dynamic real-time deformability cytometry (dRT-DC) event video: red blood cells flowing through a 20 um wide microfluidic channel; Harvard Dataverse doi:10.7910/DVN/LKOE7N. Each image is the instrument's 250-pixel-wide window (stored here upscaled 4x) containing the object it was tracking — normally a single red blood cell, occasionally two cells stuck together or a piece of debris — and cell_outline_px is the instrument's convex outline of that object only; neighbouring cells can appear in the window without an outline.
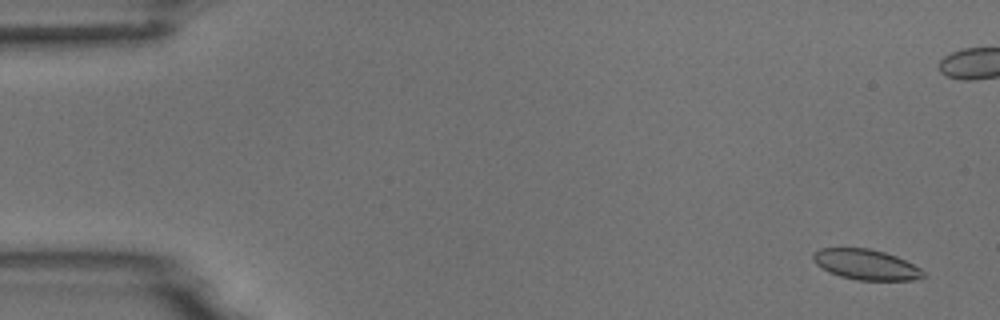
{"species": "common noctule bat (a hibernating species)", "species_latin": "Nyctalus noctula", "temperature_condition": "room temperature", "stored_images_in_passage": 56, "camera_frame_rate_fps": 3000, "um_per_image_px": 0.085, "animal": {"sex": "male", "body_mass_g": 18.8}, "frame": {"image": 1, "passage_image": 3, "time_ms": 0.667, "image_size_px": [1000, 320], "cell_outline_px": [[924, 276], [916, 280], [856, 280], [840, 276], [828, 272], [816, 264], [812, 256], [812, 252], [820, 248], [868, 248], [884, 252], [896, 256], [920, 268], [924, 272]], "centroid_in_image_um": [73.58, 22.49], "position_along_channel_um": 11.4, "area_um2": 19.48}}
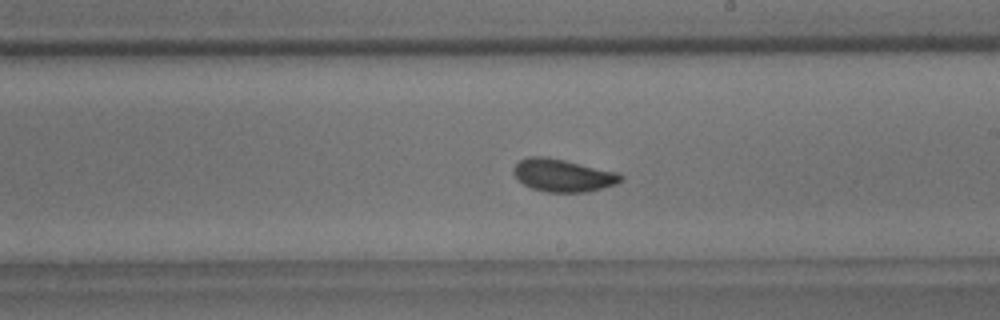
{"frame": {"image": 2, "passage_image": 32, "time_ms": 10.333, "image_size_px": [1000, 320], "cell_outline_px": [[624, 180], [616, 184], [584, 192], [548, 192], [532, 188], [524, 184], [512, 172], [512, 168], [520, 160], [528, 156], [548, 156], [620, 172], [624, 176]], "centroid_in_image_um": [47.88, 14.88], "position_along_channel_um": 241.1, "area_um2": 20.58}}
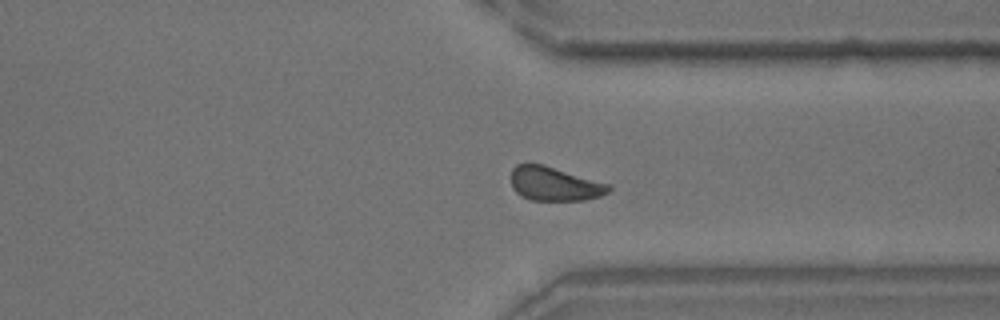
{"frame": {"image": 3, "passage_image": 42, "time_ms": 13.667, "image_size_px": [1000, 320], "cell_outline_px": [[612, 188], [608, 192], [600, 196], [584, 200], [528, 200], [520, 196], [512, 188], [512, 168], [516, 164], [544, 164], [612, 184]], "centroid_in_image_um": [47.16, 15.62], "position_along_channel_um": 364.2, "area_um2": 19.59}, "authors_computed_cell_mechanics": {"area_um2": 20.0277, "velocity_mm_per_s": 3.6945, "shape_relaxation_time_tau1_ms": 3.3694, "shape_relaxation_time_tau2_ms": null, "deformation_change_tau1": 0.0815, "deformation_change_tau2": null}}